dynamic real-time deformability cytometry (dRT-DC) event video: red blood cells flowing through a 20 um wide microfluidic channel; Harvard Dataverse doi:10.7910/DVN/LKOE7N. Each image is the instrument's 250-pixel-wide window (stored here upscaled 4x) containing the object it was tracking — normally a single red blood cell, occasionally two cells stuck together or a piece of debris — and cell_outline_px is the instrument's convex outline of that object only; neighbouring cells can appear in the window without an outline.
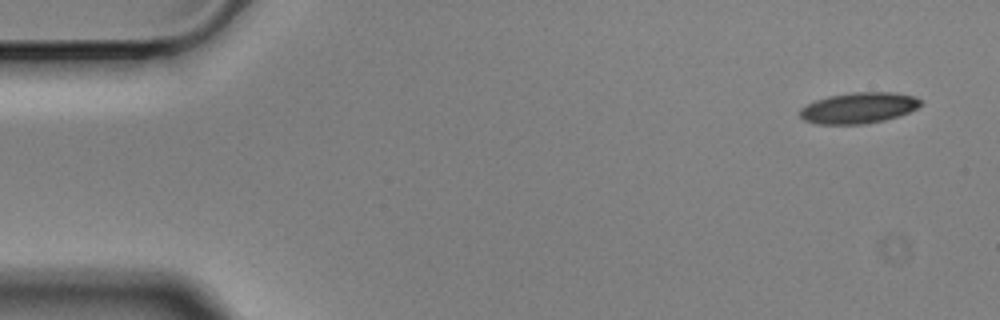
{"species": "Egyptian fruit bat (a non-hibernating species)", "species_latin": "Rousettus aegyptiacus", "temperature_condition": "cold", "stored_images_in_passage": 8, "camera_frame_rate_fps": 3000, "um_per_image_px": 0.085, "animal": {"sex": "male"}, "frame": {"image": 1, "passage_image": 1, "time_ms": 0.0, "image_size_px": [1000, 320], "cell_outline_px": [[924, 104], [908, 112], [884, 120], [864, 124], [816, 124], [804, 120], [800, 116], [800, 108], [816, 100], [828, 96], [852, 92], [896, 92], [916, 96], [924, 100]], "centroid_in_image_um": [73.02, 9.16], "position_along_channel_um": 12.0, "area_um2": 21.91}}
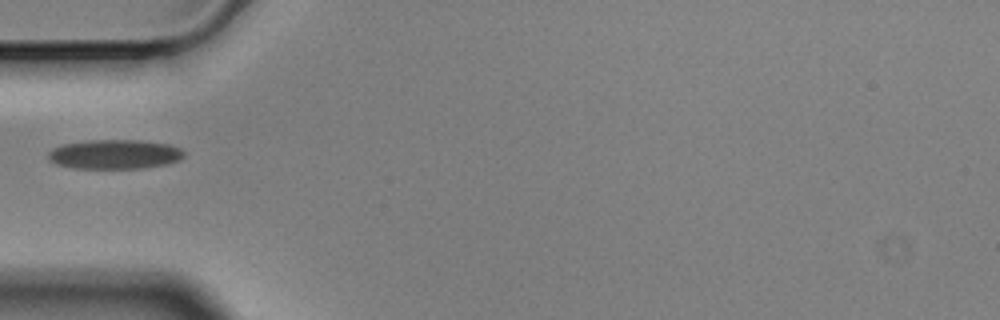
{"frame": {"image": 2, "passage_image": 5, "time_ms": 1.333, "image_size_px": [1000, 320], "cell_outline_px": [[184, 156], [180, 160], [164, 164], [144, 168], [72, 168], [56, 164], [48, 160], [48, 152], [52, 148], [64, 144], [88, 140], [136, 140], [168, 144], [180, 148], [184, 152]], "centroid_in_image_um": [9.72, 13.11], "position_along_channel_um": 75.3, "area_um2": 23.24}}
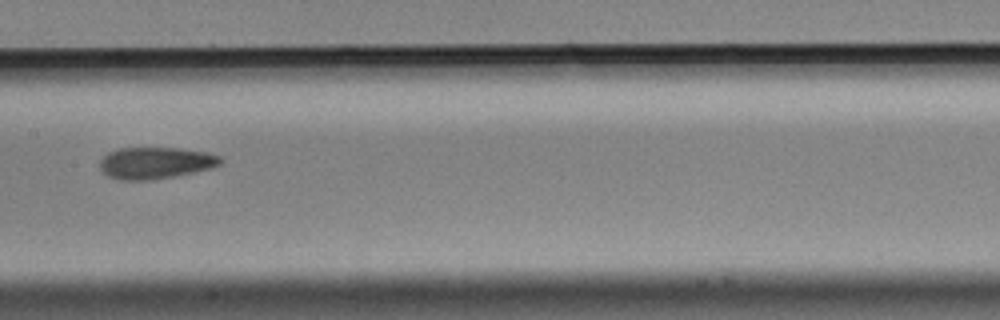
{"frame": {"image": 3, "passage_image": 8, "time_ms": 2.333, "image_size_px": [1000, 320], "cell_outline_px": [[224, 160], [220, 164], [208, 168], [192, 172], [152, 180], [120, 180], [108, 176], [100, 168], [100, 160], [108, 152], [120, 148], [180, 148], [204, 152], [220, 156]], "centroid_in_image_um": [13.19, 13.84], "position_along_channel_um": 194.2, "area_um2": 22.02}}